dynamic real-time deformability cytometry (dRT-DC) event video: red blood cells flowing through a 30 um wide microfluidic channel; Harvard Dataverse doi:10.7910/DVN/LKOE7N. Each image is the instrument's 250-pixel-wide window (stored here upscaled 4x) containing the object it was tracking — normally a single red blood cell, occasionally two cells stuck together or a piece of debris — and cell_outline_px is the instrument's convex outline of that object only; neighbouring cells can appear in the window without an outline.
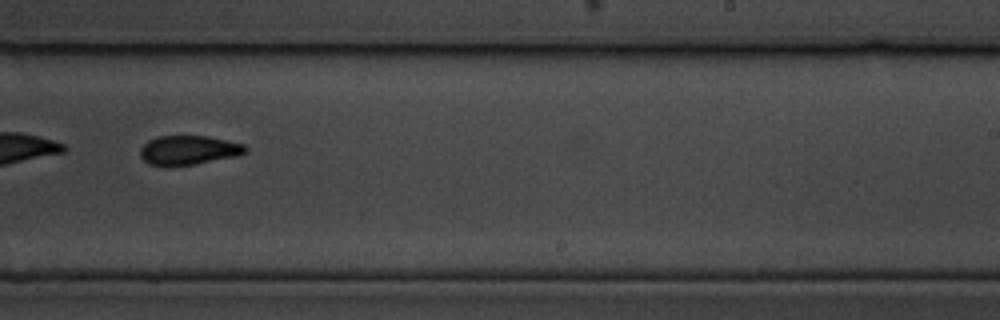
{"species": "common noctule bat (a hibernating species)", "species_latin": "Nyctalus noctula", "temperature_condition": "cold", "stored_images_in_passage": 38, "camera_frame_rate_fps": 3000, "um_per_image_px": 0.085, "animal": {"sex": "male", "body_mass_g": 19.5, "forearm_length_mm": 54.6}, "frame": {"image": 1, "passage_image": 22, "time_ms": 7.0, "image_size_px": [1000, 320], "cell_outline_px": [[248, 148], [240, 156], [196, 164], [168, 168], [148, 164], [140, 156], [140, 148], [148, 140], [160, 136], [208, 136], [244, 144]], "centroid_in_image_um": [16.01, 12.79], "position_along_channel_um": 273.0, "area_um2": 18.38}, "authors_computed_cell_mechanics": {"area_um2": 18.785, "velocity_mm_per_s": 3.3761, "shape_relaxation_time_tau1_ms": 3.5137, "shape_relaxation_time_tau2_ms": 3.9703, "deformation_change_tau1": 0.1168, "deformation_change_tau2": 0.0911}}